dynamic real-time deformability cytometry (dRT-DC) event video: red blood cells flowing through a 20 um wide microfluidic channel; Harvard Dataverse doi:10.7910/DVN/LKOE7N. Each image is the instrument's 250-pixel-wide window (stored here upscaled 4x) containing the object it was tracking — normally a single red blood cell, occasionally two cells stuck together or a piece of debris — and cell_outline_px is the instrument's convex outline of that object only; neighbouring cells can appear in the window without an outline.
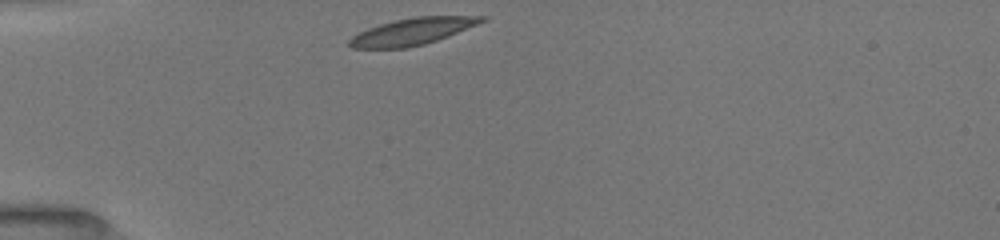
{"species": "common noctule bat (a hibernating species)", "species_latin": "Nyctalus noctula", "temperature_condition": "room temperature", "stored_images_in_passage": 20, "camera_frame_rate_fps": 3000, "um_per_image_px": 0.085, "animal": {"sex": "female", "body_mass_g": 19.5, "forearm_length_mm": 54.1}, "frame": {"image": 1, "passage_image": 1, "time_ms": 0.0, "image_size_px": [1000, 240], "cell_outline_px": [[488, 20], [448, 36], [424, 44], [404, 48], [352, 48], [348, 44], [348, 40], [352, 36], [368, 28], [380, 24], [396, 20], [416, 16], [488, 16]], "centroid_in_image_um": [35.07, 2.67], "position_along_channel_um": 49.9, "area_um2": 20.52}}
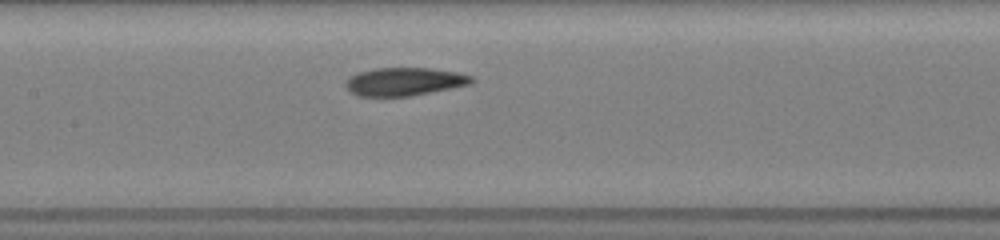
{"frame": {"image": 2, "passage_image": 8, "time_ms": 3.667, "image_size_px": [1000, 240], "cell_outline_px": [[476, 80], [472, 84], [412, 96], [360, 96], [348, 92], [344, 84], [352, 76], [360, 72], [376, 68], [428, 68], [456, 72], [472, 76]], "centroid_in_image_um": [34.4, 6.95], "position_along_channel_um": 173.0, "area_um2": 20.63}}
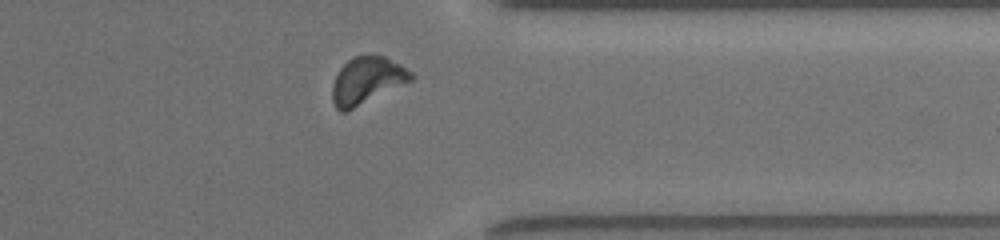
{"frame": {"image": 3, "passage_image": 18, "time_ms": 9.0, "image_size_px": [1000, 240], "cell_outline_px": [[416, 76], [412, 80], [348, 112], [340, 112], [336, 108], [332, 100], [332, 84], [340, 68], [352, 56], [384, 56], [400, 64], [412, 72]], "centroid_in_image_um": [31.18, 6.87], "position_along_channel_um": 380.2, "area_um2": 21.62}, "authors_computed_cell_mechanics": {"area_um2": 21.0103, "velocity_mm_per_s": 3.958, "shape_relaxation_time_tau1_ms": 3.0596, "shape_relaxation_time_tau2_ms": 2.9658, "deformation_change_tau1": 0.0996, "deformation_change_tau2": 0.0959}}